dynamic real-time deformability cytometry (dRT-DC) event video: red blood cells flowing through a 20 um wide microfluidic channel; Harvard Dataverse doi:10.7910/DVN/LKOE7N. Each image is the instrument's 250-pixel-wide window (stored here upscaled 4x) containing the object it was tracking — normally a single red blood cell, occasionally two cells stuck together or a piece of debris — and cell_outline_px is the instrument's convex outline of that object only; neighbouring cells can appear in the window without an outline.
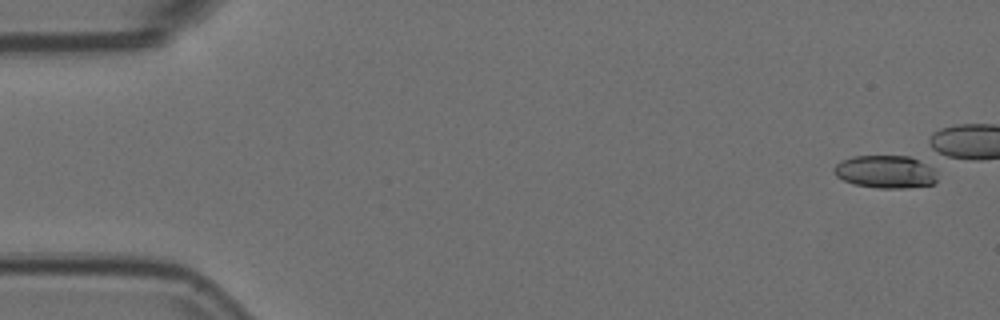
{"species": "Egyptian fruit bat (a non-hibernating species)", "species_latin": "Rousettus aegyptiacus", "temperature_condition": "room temperature", "stored_images_in_passage": 1, "camera_frame_rate_fps": 3000, "um_per_image_px": 0.085, "animal": {"sex": "female"}, "frame": {"image": 1, "passage_image": 1, "time_ms": 0.0, "image_size_px": [1000, 320], "cell_outline_px": [[936, 180], [932, 184], [904, 188], [876, 188], [852, 184], [836, 176], [832, 168], [840, 160], [852, 156], [908, 156], [932, 168], [936, 172]], "centroid_in_image_um": [75.2, 14.6], "position_along_channel_um": 9.8, "area_um2": 19.65}}